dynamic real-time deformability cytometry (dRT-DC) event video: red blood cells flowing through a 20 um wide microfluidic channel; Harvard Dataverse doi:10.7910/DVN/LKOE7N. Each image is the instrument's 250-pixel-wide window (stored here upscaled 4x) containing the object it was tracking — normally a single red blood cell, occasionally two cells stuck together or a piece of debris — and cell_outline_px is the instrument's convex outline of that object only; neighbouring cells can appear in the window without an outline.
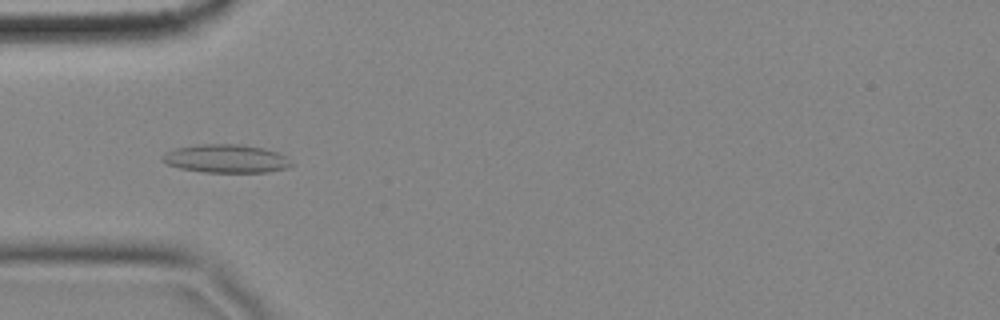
{"species": "common noctule bat (a hibernating species)", "species_latin": "Nyctalus noctula", "temperature_condition": "cold", "stored_images_in_passage": 58, "camera_frame_rate_fps": 3000, "um_per_image_px": 0.085, "animal": {"sex": "female", "body_mass_g": 18.4}, "frame": {"image": 1, "passage_image": 18, "time_ms": 5.667, "image_size_px": [1000, 320], "cell_outline_px": [[292, 164], [288, 168], [268, 172], [204, 172], [180, 168], [168, 164], [160, 160], [160, 156], [164, 152], [176, 148], [196, 144], [236, 144], [264, 148], [276, 152], [284, 156]], "centroid_in_image_um": [19.15, 13.48], "position_along_channel_um": 65.8, "area_um2": 21.27}}
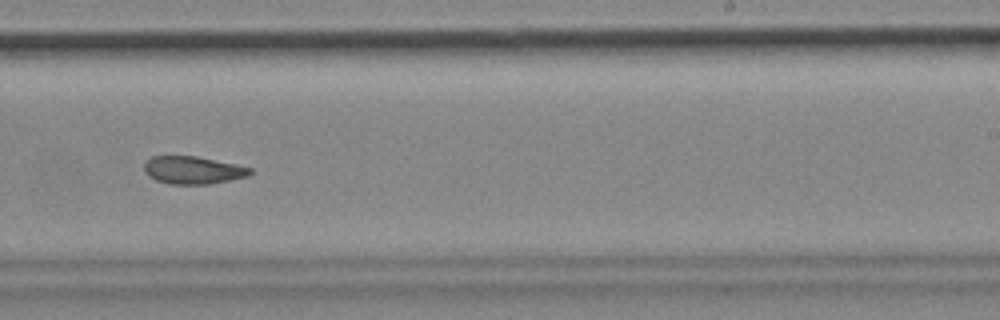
{"frame": {"image": 2, "passage_image": 36, "time_ms": 11.667, "image_size_px": [1000, 320], "cell_outline_px": [[252, 172], [248, 176], [208, 184], [168, 184], [156, 180], [148, 176], [144, 172], [144, 164], [152, 156], [196, 156], [236, 164], [252, 168]], "centroid_in_image_um": [16.38, 14.46], "position_along_channel_um": 272.6, "area_um2": 17.05}}
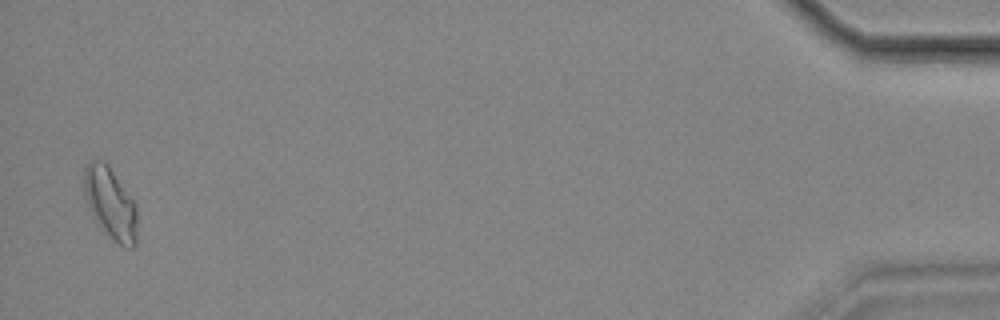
{"frame": {"image": 3, "passage_image": 57, "time_ms": 18.667, "image_size_px": [1000, 320], "cell_outline_px": [[136, 244], [132, 248], [124, 248], [108, 236], [92, 212], [88, 204], [84, 192], [84, 168], [92, 160], [104, 160], [108, 164], [136, 204]], "centroid_in_image_um": [9.41, 17.27], "position_along_channel_um": 425.8, "area_um2": 21.79}, "authors_computed_cell_mechanics": {"area_um2": 18.6405, "velocity_mm_per_s": 3.4596, "shape_relaxation_time_tau1_ms": null, "shape_relaxation_time_tau2_ms": 4.4546, "deformation_change_tau1": null, "deformation_change_tau2": 0.1018}}